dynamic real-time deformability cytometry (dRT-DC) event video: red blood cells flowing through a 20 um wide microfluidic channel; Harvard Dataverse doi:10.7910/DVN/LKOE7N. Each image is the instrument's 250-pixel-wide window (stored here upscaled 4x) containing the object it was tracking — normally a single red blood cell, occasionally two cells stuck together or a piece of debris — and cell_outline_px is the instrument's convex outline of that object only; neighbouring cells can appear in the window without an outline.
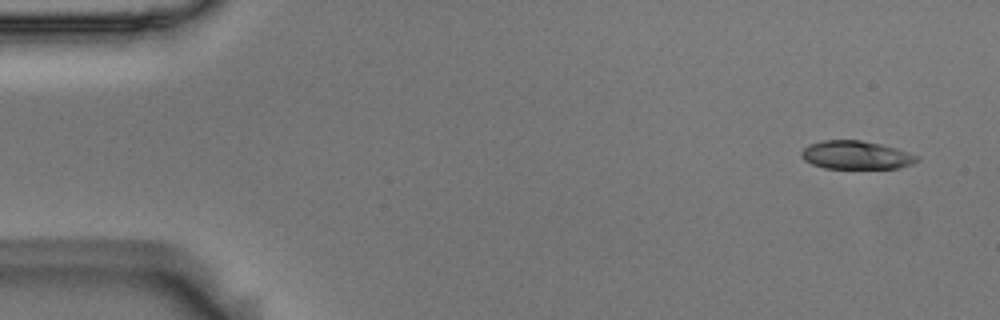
{"species": "Egyptian fruit bat (a non-hibernating species)", "species_latin": "Rousettus aegyptiacus", "temperature_condition": "room temperature", "stored_images_in_passage": 5, "segment_of_instrument_passage": [1, 2], "camera_frame_rate_fps": 3000, "um_per_image_px": 0.085, "animal": {"sex": "male"}, "frame": {"image": 1, "passage_image": 1, "time_ms": 0.0, "image_size_px": [1000, 320], "cell_outline_px": [[920, 160], [912, 164], [900, 168], [824, 168], [812, 164], [804, 160], [800, 156], [800, 152], [808, 144], [824, 140], [860, 140], [880, 144], [896, 148], [920, 156]], "centroid_in_image_um": [72.77, 13.18], "position_along_channel_um": 12.2, "area_um2": 19.19}}
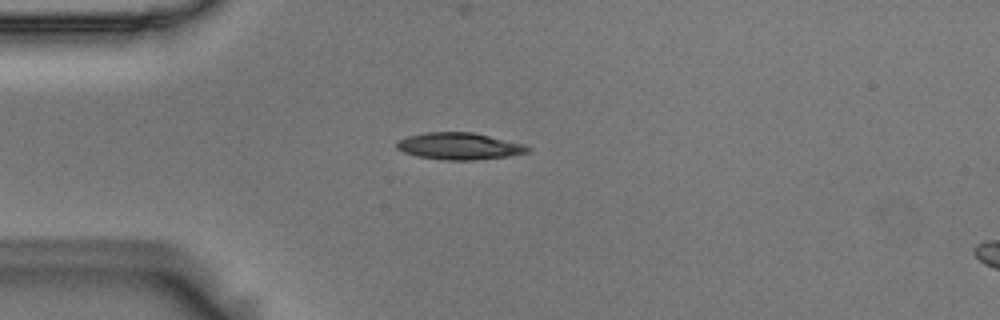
{"frame": {"image": 2, "passage_image": 4, "time_ms": 1.0, "image_size_px": [1000, 320], "cell_outline_px": [[532, 148], [528, 152], [512, 156], [472, 160], [444, 160], [420, 156], [404, 152], [396, 148], [396, 140], [408, 136], [424, 132], [472, 132], [524, 144]], "centroid_in_image_um": [39.04, 12.42], "position_along_channel_um": 46.0, "area_um2": 20.52}}